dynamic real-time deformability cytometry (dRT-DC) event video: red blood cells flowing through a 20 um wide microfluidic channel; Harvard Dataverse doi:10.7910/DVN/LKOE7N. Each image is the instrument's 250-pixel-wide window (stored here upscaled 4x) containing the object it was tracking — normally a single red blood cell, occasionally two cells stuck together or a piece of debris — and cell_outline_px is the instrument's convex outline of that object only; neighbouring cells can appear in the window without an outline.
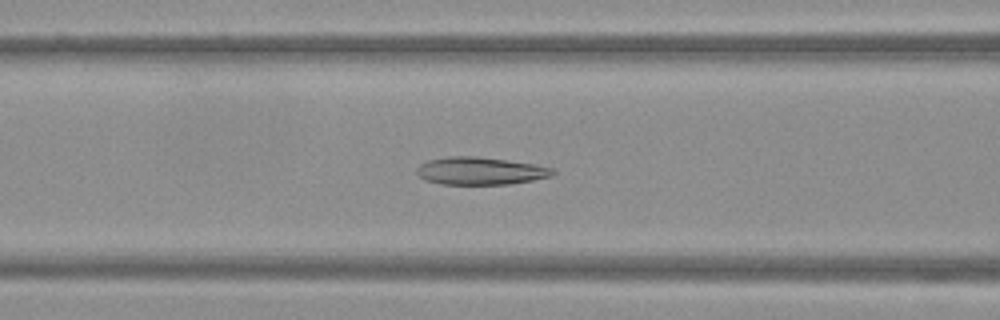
{"species": "Egyptian fruit bat (a non-hibernating species)", "species_latin": "Rousettus aegyptiacus", "temperature_condition": "warm", "stored_images_in_passage": 50, "camera_frame_rate_fps": 3000, "um_per_image_px": 0.085, "frame": {"image": 1, "passage_image": 21, "time_ms": 6.667, "image_size_px": [1000, 320], "cell_outline_px": [[556, 172], [552, 176], [512, 184], [440, 184], [424, 180], [416, 172], [416, 168], [420, 164], [428, 160], [448, 156], [476, 156], [508, 160], [556, 168]], "centroid_in_image_um": [40.83, 14.53], "position_along_channel_um": 125.8, "area_um2": 22.02}}
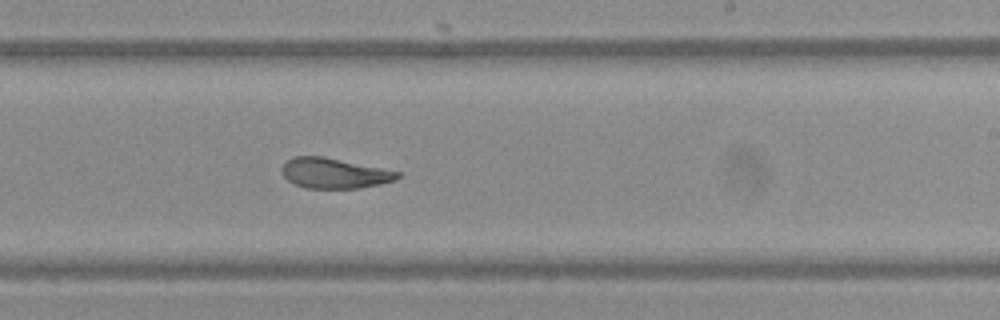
{"frame": {"image": 2, "passage_image": 31, "time_ms": 10.0, "image_size_px": [1000, 320], "cell_outline_px": [[400, 176], [396, 180], [380, 184], [360, 188], [304, 188], [288, 180], [280, 172], [280, 168], [292, 156], [324, 156], [400, 172]], "centroid_in_image_um": [28.39, 14.72], "position_along_channel_um": 260.6, "area_um2": 20.4}}
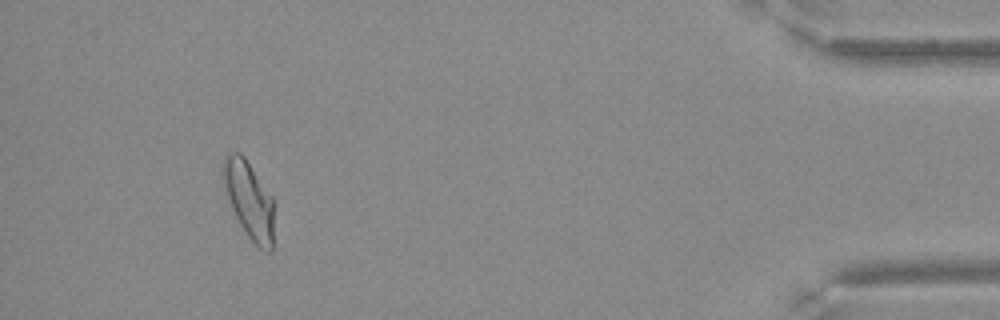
{"frame": {"image": 3, "passage_image": 47, "time_ms": 15.333, "image_size_px": [1000, 320], "cell_outline_px": [[276, 204], [272, 252], [268, 252], [260, 248], [248, 236], [240, 224], [224, 192], [220, 176], [220, 168], [224, 156], [228, 152], [240, 152], [244, 156], [272, 196]], "centroid_in_image_um": [21.17, 16.96], "position_along_channel_um": 414.0, "area_um2": 23.81}}